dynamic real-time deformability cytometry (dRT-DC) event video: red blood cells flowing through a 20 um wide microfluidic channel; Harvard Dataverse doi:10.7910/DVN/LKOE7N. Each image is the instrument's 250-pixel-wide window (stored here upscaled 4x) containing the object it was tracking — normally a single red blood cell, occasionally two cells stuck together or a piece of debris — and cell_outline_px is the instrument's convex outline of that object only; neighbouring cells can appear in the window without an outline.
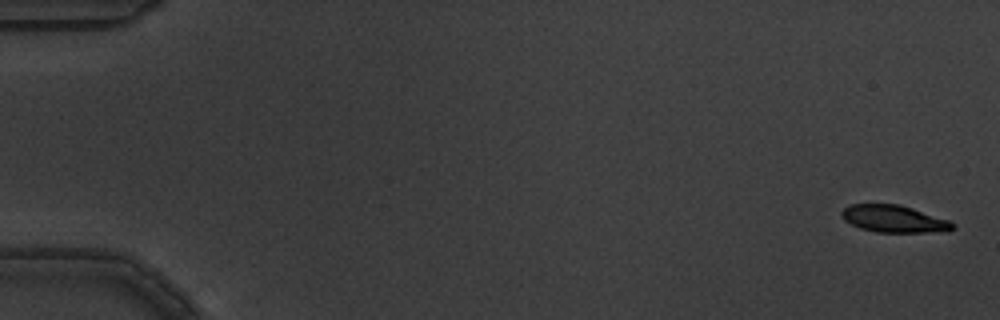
{"species": "common noctule bat (a hibernating species)", "species_latin": "Nyctalus noctula", "temperature_condition": "warm", "stored_images_in_passage": 15, "camera_frame_rate_fps": 3000, "um_per_image_px": 0.085, "animal": {"sex": "male", "body_mass_g": 19.5, "forearm_length_mm": 54.6}, "frame": {"image": 1, "passage_image": 1, "time_ms": 0.0, "image_size_px": [1000, 320], "cell_outline_px": [[956, 228], [948, 232], [876, 232], [860, 228], [844, 220], [840, 216], [840, 212], [848, 204], [900, 204], [948, 220], [956, 224]], "centroid_in_image_um": [75.99, 18.61], "position_along_channel_um": 9.0, "area_um2": 17.74}}
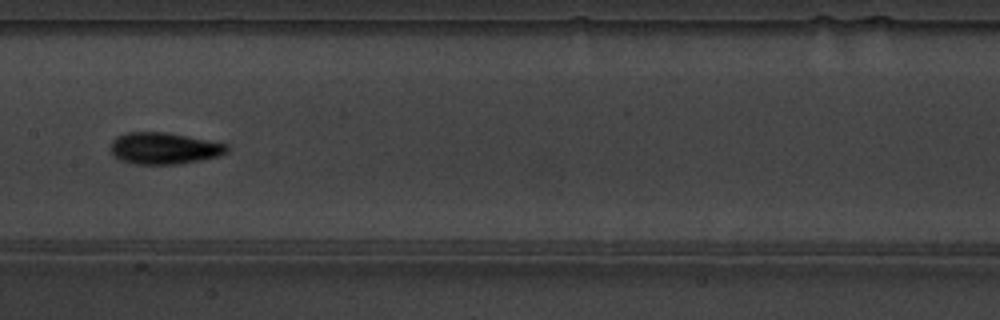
{"frame": {"image": 2, "passage_image": 8, "time_ms": 2.333, "image_size_px": [1000, 320], "cell_outline_px": [[228, 152], [220, 156], [200, 160], [176, 164], [132, 164], [120, 160], [108, 148], [112, 140], [116, 136], [128, 132], [164, 132], [228, 144]], "centroid_in_image_um": [13.91, 12.61], "position_along_channel_um": 193.5, "area_um2": 21.44}}
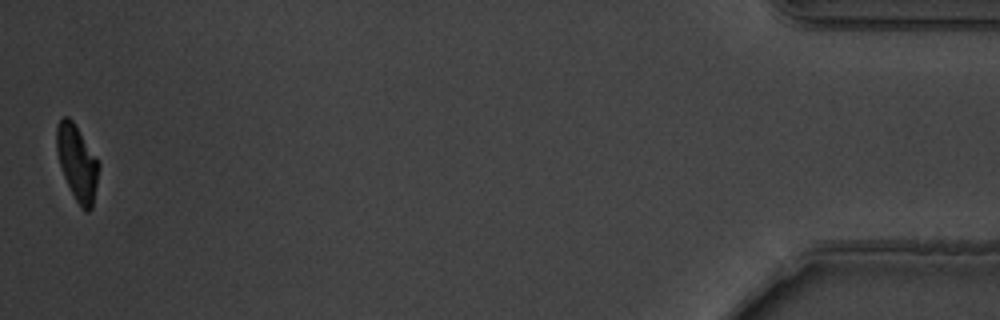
{"frame": {"image": 3, "passage_image": 15, "time_ms": 4.667, "image_size_px": [1000, 320], "cell_outline_px": [[100, 164], [92, 208], [88, 212], [84, 212], [76, 200], [64, 176], [60, 164], [56, 148], [56, 128], [60, 120], [64, 116], [68, 116], [72, 120]], "centroid_in_image_um": [6.56, 13.85], "position_along_channel_um": 428.6, "area_um2": 18.09}}